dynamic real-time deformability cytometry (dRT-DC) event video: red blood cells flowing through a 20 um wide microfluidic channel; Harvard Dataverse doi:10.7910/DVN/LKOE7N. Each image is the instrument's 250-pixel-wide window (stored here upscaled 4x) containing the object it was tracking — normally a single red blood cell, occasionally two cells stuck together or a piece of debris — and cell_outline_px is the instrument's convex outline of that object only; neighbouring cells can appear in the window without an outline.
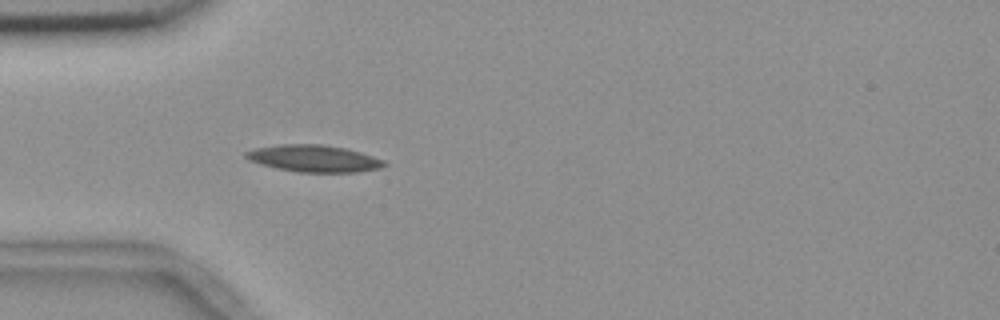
{"species": "common noctule bat (a hibernating species)", "species_latin": "Nyctalus noctula", "temperature_condition": "room temperature", "stored_images_in_passage": 26, "camera_frame_rate_fps": 3000, "um_per_image_px": 0.085, "animal": {"sex": "female", "body_mass_g": 18.4}, "frame": {"image": 1, "passage_image": 1, "time_ms": 0.0, "image_size_px": [1000, 320], "cell_outline_px": [[388, 164], [380, 168], [356, 172], [296, 172], [276, 168], [260, 164], [248, 160], [244, 156], [244, 152], [256, 148], [280, 144], [320, 144], [344, 148], [360, 152], [384, 160]], "centroid_in_image_um": [26.65, 13.47], "position_along_channel_um": 58.3, "area_um2": 21.68}}
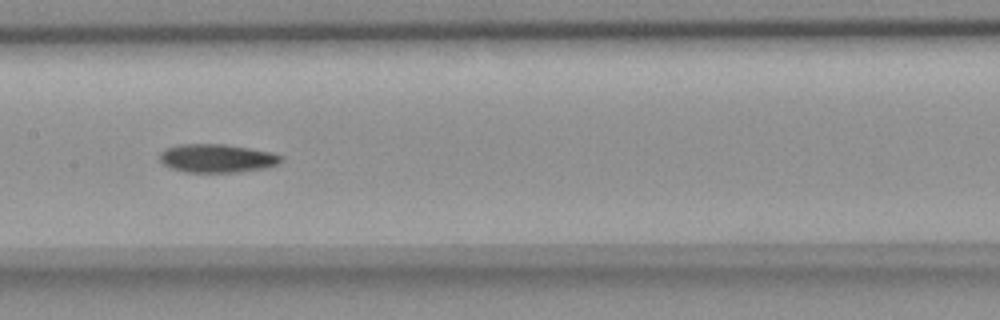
{"frame": {"image": 2, "passage_image": 12, "time_ms": 3.667, "image_size_px": [1000, 320], "cell_outline_px": [[284, 160], [276, 164], [264, 168], [240, 172], [184, 172], [172, 168], [164, 164], [160, 160], [160, 152], [164, 148], [180, 144], [224, 144], [272, 152], [284, 156]], "centroid_in_image_um": [18.45, 13.45], "position_along_channel_um": 189.0, "area_um2": 20.17}}
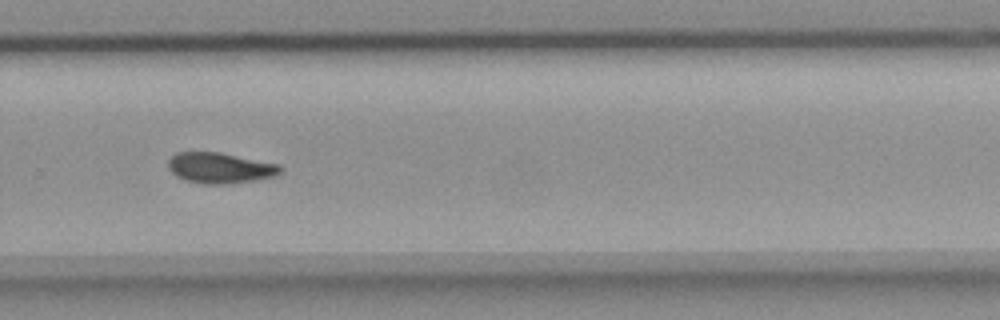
{"frame": {"image": 3, "passage_image": 22, "time_ms": 7.0, "image_size_px": [1000, 320], "cell_outline_px": [[284, 168], [280, 172], [272, 176], [256, 180], [228, 184], [204, 184], [184, 180], [176, 176], [168, 168], [168, 160], [176, 152], [220, 152], [280, 164]], "centroid_in_image_um": [18.7, 14.27], "position_along_channel_um": 311.1, "area_um2": 20.17}}